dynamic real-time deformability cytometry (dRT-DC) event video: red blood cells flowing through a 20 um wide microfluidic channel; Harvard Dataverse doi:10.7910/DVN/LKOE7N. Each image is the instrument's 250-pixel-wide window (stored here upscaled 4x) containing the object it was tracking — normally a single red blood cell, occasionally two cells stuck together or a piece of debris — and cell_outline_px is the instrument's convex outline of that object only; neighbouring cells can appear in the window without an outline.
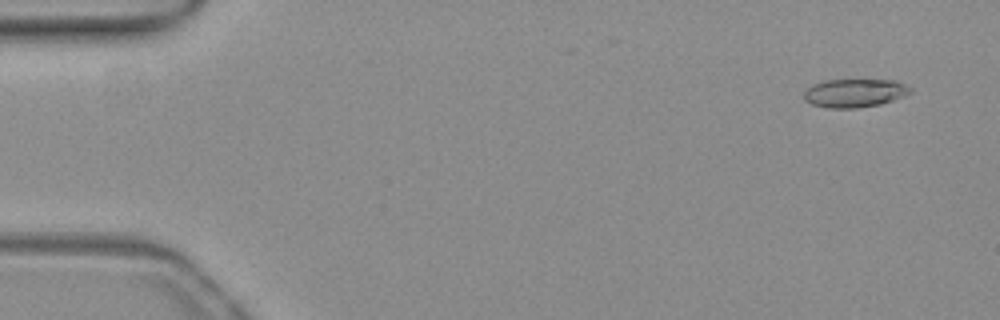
{"species": "common noctule bat (a hibernating species)", "species_latin": "Nyctalus noctula", "temperature_condition": "warm", "stored_images_in_passage": 10, "camera_frame_rate_fps": 3000, "um_per_image_px": 0.085, "animal": {"sex": "female", "body_mass_g": 19.3, "forearm_length_mm": 54.1}, "frame": {"image": 1, "passage_image": 4, "time_ms": 1.0, "image_size_px": [1000, 320], "cell_outline_px": [[912, 92], [904, 96], [880, 104], [856, 108], [828, 108], [812, 104], [804, 100], [804, 92], [812, 84], [824, 80], [896, 80], [912, 88]], "centroid_in_image_um": [72.64, 7.9], "position_along_channel_um": 12.4, "area_um2": 17.63}}